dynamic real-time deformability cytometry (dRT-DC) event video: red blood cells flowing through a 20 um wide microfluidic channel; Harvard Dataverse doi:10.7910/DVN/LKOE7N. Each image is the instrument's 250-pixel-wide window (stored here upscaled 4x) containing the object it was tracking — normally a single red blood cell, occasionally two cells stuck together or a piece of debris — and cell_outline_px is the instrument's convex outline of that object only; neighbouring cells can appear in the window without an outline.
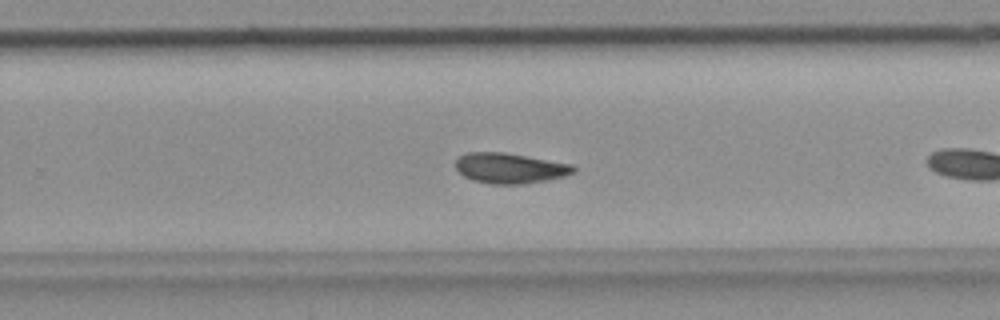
{"species": "common noctule bat (a hibernating species)", "species_latin": "Nyctalus noctula", "temperature_condition": "room temperature", "stored_images_in_passage": 38, "camera_frame_rate_fps": 3000, "um_per_image_px": 0.085, "animal": {"sex": "female", "body_mass_g": 18.4}, "frame": {"image": 1, "passage_image": 17, "time_ms": 5.333, "image_size_px": [1000, 320], "cell_outline_px": [[576, 168], [572, 172], [564, 176], [524, 184], [488, 184], [472, 180], [464, 176], [456, 168], [456, 160], [460, 156], [468, 152], [504, 152], [572, 164]], "centroid_in_image_um": [43.31, 14.29], "position_along_channel_um": 286.5, "area_um2": 20.69}, "authors_computed_cell_mechanics": {"area_um2": 20.519, "velocity_mm_per_s": 3.6378, "shape_relaxation_time_tau1_ms": 9.2406, "shape_relaxation_time_tau2_ms": 4.1793, "deformation_change_tau1": 0.1749, "deformation_change_tau2": 0.094}}